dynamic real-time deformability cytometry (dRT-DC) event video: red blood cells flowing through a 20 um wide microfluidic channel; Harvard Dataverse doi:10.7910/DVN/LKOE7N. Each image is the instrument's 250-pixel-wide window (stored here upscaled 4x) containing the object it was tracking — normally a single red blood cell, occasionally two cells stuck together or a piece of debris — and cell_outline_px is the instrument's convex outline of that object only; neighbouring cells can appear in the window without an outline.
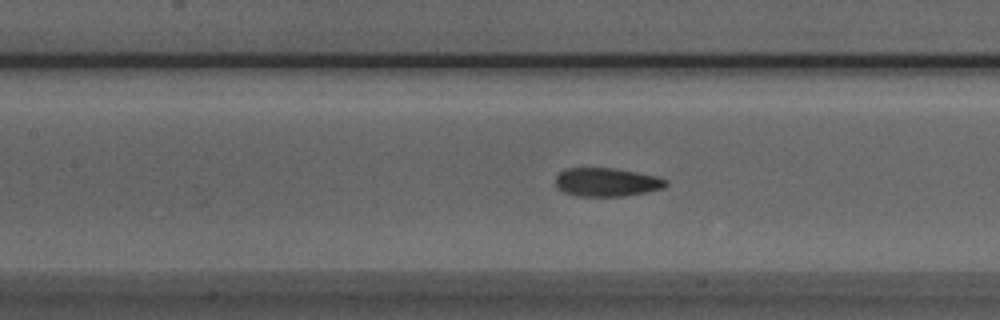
{"species": "Egyptian fruit bat (a non-hibernating species)", "species_latin": "Rousettus aegyptiacus", "temperature_condition": "room temperature", "stored_images_in_passage": 34, "camera_frame_rate_fps": 3000, "um_per_image_px": 0.085, "animal": {"sex": "male"}, "frame": {"image": 1, "passage_image": 8, "time_ms": 2.333, "image_size_px": [1000, 320], "cell_outline_px": [[668, 184], [664, 188], [624, 196], [576, 196], [564, 192], [556, 188], [556, 176], [564, 168], [612, 168], [636, 172], [656, 176], [668, 180]], "centroid_in_image_um": [51.55, 15.48], "position_along_channel_um": 155.9, "area_um2": 18.38}}
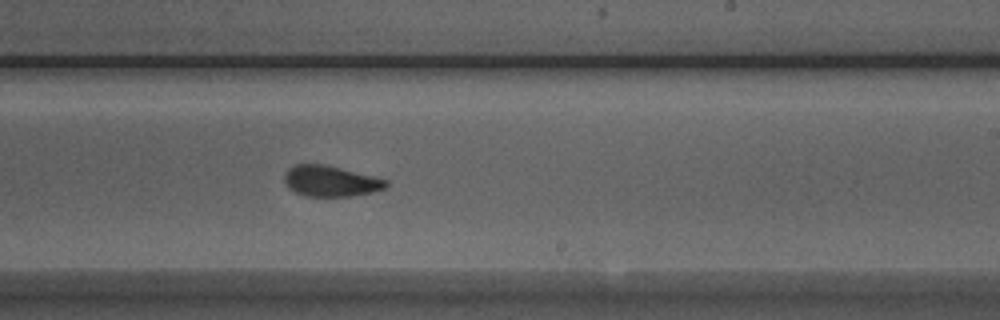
{"frame": {"image": 2, "passage_image": 16, "time_ms": 5.0, "image_size_px": [1000, 320], "cell_outline_px": [[388, 184], [384, 188], [372, 192], [352, 196], [304, 196], [288, 188], [284, 180], [284, 172], [288, 168], [296, 164], [324, 164], [388, 180]], "centroid_in_image_um": [28.06, 15.39], "position_along_channel_um": 260.9, "area_um2": 18.15}}
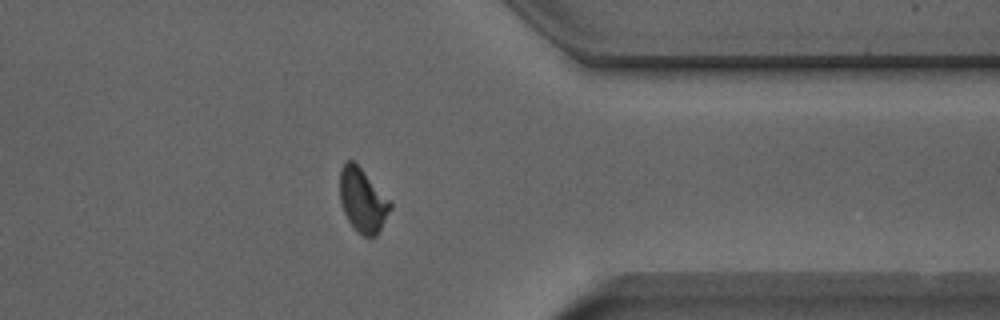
{"frame": {"image": 3, "passage_image": 26, "time_ms": 8.333, "image_size_px": [1000, 320], "cell_outline_px": [[392, 208], [376, 236], [364, 236], [356, 232], [348, 220], [344, 212], [340, 200], [340, 168], [348, 160], [352, 160], [360, 168], [392, 204]], "centroid_in_image_um": [30.8, 17.06], "position_along_channel_um": 380.6, "area_um2": 18.32}, "authors_computed_cell_mechanics": {"area_um2": 18.8428, "velocity_mm_per_s": 3.95, "shape_relaxation_time_tau1_ms": 3.8281, "shape_relaxation_time_tau2_ms": 1.2673, "deformation_change_tau1": 0.1423, "deformation_change_tau2": 0.0759}}